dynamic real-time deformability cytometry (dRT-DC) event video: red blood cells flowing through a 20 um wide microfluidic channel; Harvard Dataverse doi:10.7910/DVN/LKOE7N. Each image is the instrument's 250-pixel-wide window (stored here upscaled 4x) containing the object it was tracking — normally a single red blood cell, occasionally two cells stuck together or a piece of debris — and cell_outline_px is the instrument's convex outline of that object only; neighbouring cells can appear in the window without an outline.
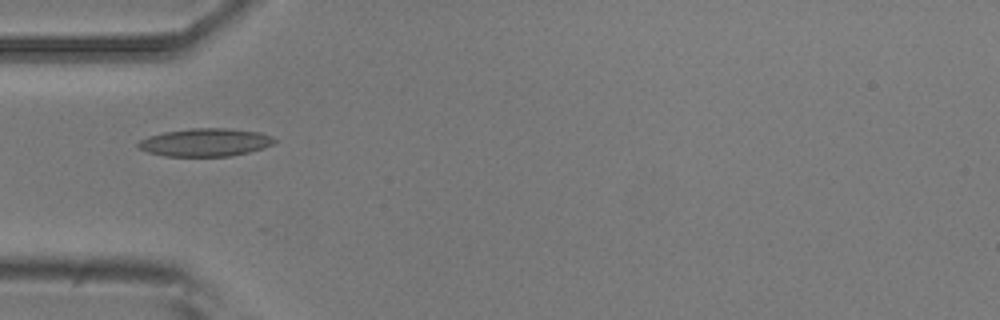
{"species": "common noctule bat (a hibernating species)", "species_latin": "Nyctalus noctula", "temperature_condition": "room temperature", "stored_images_in_passage": 4, "camera_frame_rate_fps": 3000, "um_per_image_px": 0.085, "animal": {"sex": "male", "body_mass_g": 20.5, "forearm_length_mm": 52.5}, "frame": {"image": 1, "passage_image": 1, "time_ms": 0.0, "image_size_px": [1000, 320], "cell_outline_px": [[276, 144], [264, 148], [248, 152], [228, 156], [164, 156], [148, 152], [140, 148], [136, 144], [140, 140], [148, 136], [164, 132], [192, 128], [228, 128], [260, 132], [272, 136], [276, 140]], "centroid_in_image_um": [17.48, 12.09], "position_along_channel_um": 67.5, "area_um2": 22.25}}
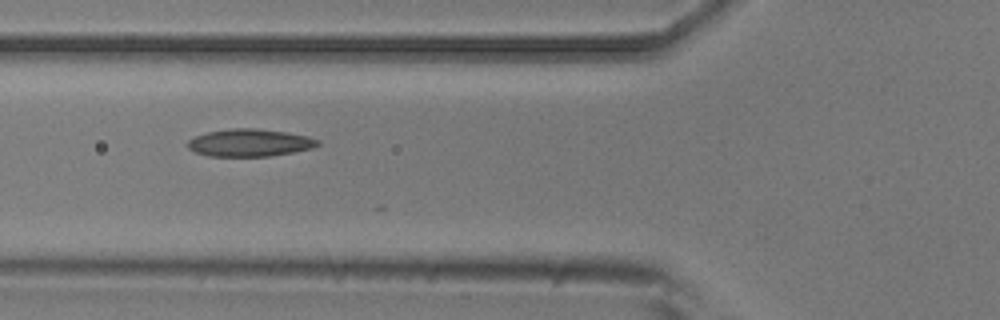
{"frame": {"image": 2, "passage_image": 2, "time_ms": 1.0, "image_size_px": [1000, 320], "cell_outline_px": [[320, 144], [312, 148], [292, 152], [268, 156], [208, 156], [196, 152], [188, 148], [188, 140], [196, 136], [208, 132], [232, 128], [256, 128], [288, 132], [308, 136], [320, 140]], "centroid_in_image_um": [21.25, 12.12], "position_along_channel_um": 104.6, "area_um2": 20.75}}
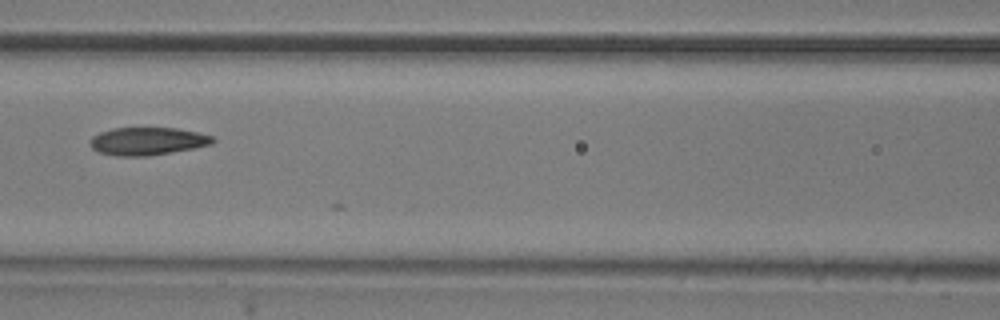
{"frame": {"image": 3, "passage_image": 3, "time_ms": 2.333, "image_size_px": [1000, 320], "cell_outline_px": [[216, 140], [212, 144], [172, 152], [148, 156], [116, 156], [100, 152], [92, 148], [88, 144], [92, 136], [100, 132], [112, 128], [176, 128], [200, 132], [212, 136]], "centroid_in_image_um": [12.53, 12.0], "position_along_channel_um": 154.1, "area_um2": 19.94}}